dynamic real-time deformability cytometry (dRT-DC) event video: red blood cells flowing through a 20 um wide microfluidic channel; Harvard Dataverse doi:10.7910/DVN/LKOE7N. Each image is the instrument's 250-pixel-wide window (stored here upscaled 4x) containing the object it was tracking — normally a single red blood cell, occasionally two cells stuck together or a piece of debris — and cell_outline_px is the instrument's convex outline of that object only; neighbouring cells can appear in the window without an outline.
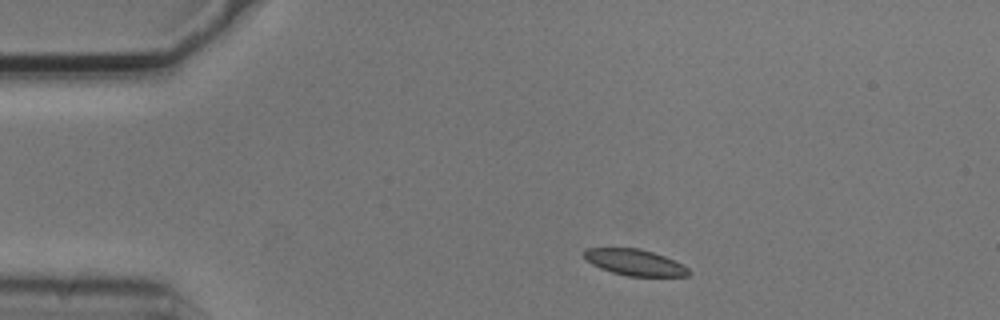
{"species": "common noctule bat (a hibernating species)", "species_latin": "Nyctalus noctula", "temperature_condition": "cold", "stored_images_in_passage": 2, "camera_frame_rate_fps": 3000, "um_per_image_px": 0.085, "animal": {"sex": "male", "body_mass_g": 20.5, "forearm_length_mm": 52.5}, "frame": {"image": 1, "passage_image": 1, "time_ms": 0.0, "image_size_px": [1000, 320], "cell_outline_px": [[692, 272], [688, 276], [628, 276], [612, 272], [600, 268], [592, 264], [580, 252], [584, 248], [640, 248], [664, 256], [688, 268]], "centroid_in_image_um": [53.92, 22.29], "position_along_channel_um": 31.1, "area_um2": 15.9}}